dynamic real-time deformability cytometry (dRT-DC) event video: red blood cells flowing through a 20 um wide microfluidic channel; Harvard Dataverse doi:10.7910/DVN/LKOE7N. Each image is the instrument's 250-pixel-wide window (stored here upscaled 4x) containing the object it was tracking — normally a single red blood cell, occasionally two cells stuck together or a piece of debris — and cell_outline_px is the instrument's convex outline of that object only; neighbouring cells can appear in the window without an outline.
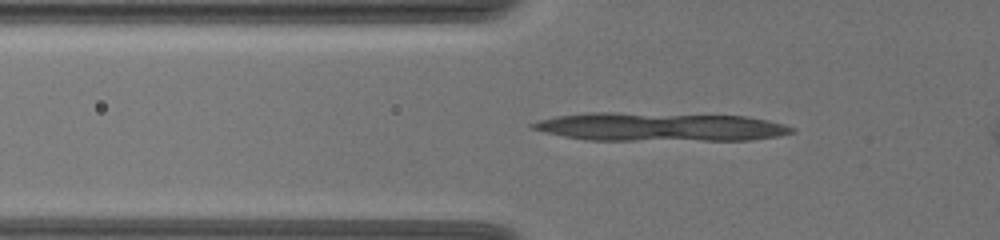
{"species": "common noctule bat (a hibernating species)", "species_latin": "Nyctalus noctula", "temperature_condition": "warm", "stored_images_in_passage": 17, "camera_frame_rate_fps": 3000, "um_per_image_px": 0.085, "animal": {"sex": "female", "body_mass_g": 19.5, "forearm_length_mm": 54.1}, "frame": {"image": 1, "passage_image": 17, "time_ms": 5.333, "image_size_px": [1000, 240], "cell_outline_px": [[796, 132], [780, 136], [752, 140], [588, 140], [564, 136], [544, 132], [532, 128], [528, 124], [540, 120], [556, 116], [588, 112], [612, 112], [744, 116], [768, 120], [784, 124], [796, 128]], "centroid_in_image_um": [56.13, 10.79], "position_along_channel_um": 69.7, "area_um2": 43.29}}